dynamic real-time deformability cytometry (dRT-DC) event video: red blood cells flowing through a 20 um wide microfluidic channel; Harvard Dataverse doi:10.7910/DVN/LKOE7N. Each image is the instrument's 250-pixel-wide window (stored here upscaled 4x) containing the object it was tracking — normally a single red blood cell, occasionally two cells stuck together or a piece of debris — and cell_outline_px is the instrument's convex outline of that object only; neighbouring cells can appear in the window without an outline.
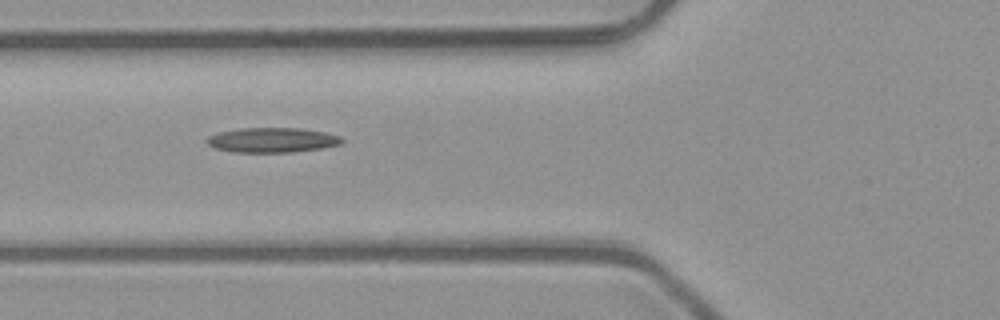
{"species": "common noctule bat (a hibernating species)", "species_latin": "Nyctalus noctula", "temperature_condition": "room temperature", "stored_images_in_passage": 3, "camera_frame_rate_fps": 3000, "um_per_image_px": 0.085, "animal": {"sex": "male", "body_mass_g": 23.1, "forearm_length_mm": 52.7}, "frame": {"image": 1, "passage_image": 2, "time_ms": 0.333, "image_size_px": [1000, 320], "cell_outline_px": [[344, 140], [340, 144], [320, 148], [292, 152], [232, 152], [216, 148], [208, 144], [204, 140], [208, 136], [216, 132], [240, 128], [300, 128], [324, 132], [340, 136]], "centroid_in_image_um": [23.09, 11.9], "position_along_channel_um": 102.7, "area_um2": 19.54}}
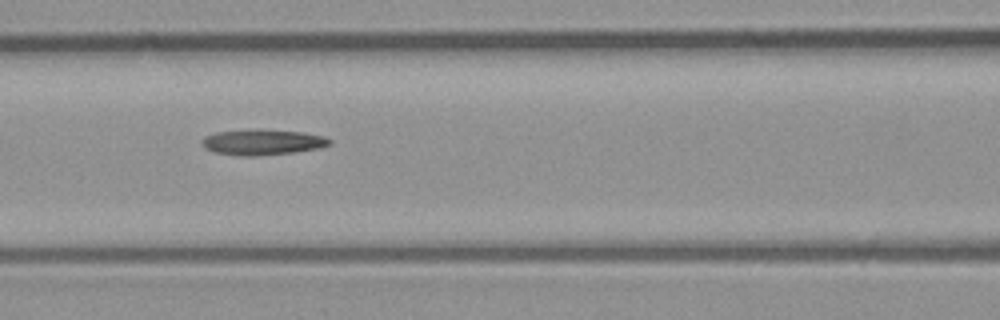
{"frame": {"image": 2, "passage_image": 3, "time_ms": 0.667, "image_size_px": [1000, 320], "cell_outline_px": [[332, 144], [320, 148], [292, 152], [256, 156], [244, 156], [212, 152], [204, 148], [200, 144], [204, 136], [216, 132], [264, 128], [304, 132], [324, 136], [332, 140]], "centroid_in_image_um": [22.31, 12.07], "position_along_channel_um": 144.3, "area_um2": 19.42}}